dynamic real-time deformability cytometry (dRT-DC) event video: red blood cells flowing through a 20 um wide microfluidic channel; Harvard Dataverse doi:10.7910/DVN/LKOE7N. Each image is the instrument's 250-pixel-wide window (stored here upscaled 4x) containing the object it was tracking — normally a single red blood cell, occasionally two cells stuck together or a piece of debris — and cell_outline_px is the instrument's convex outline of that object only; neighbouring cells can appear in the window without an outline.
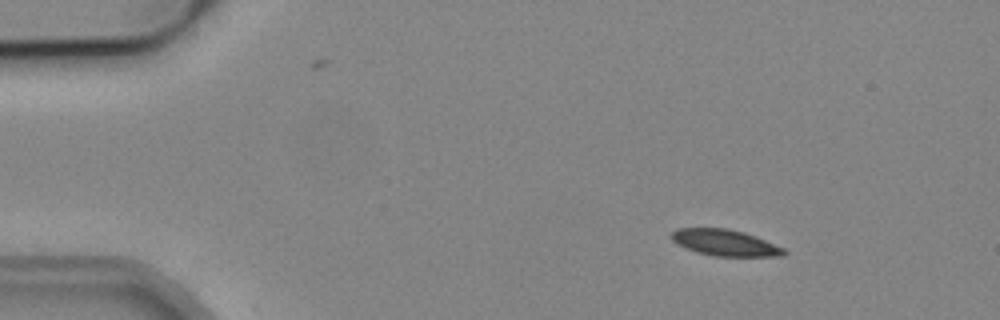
{"species": "common noctule bat (a hibernating species)", "species_latin": "Nyctalus noctula", "temperature_condition": "cold", "stored_images_in_passage": 48, "camera_frame_rate_fps": 3000, "um_per_image_px": 0.085, "animal": {"sex": "male", "body_mass_g": 19.2, "forearm_length_mm": 51.8}, "frame": {"image": 1, "passage_image": 2, "time_ms": 0.333, "image_size_px": [1000, 320], "cell_outline_px": [[788, 252], [784, 256], [716, 256], [696, 252], [672, 240], [668, 236], [676, 228], [728, 228], [744, 232], [756, 236], [784, 248]], "centroid_in_image_um": [61.64, 20.62], "position_along_channel_um": 23.4, "area_um2": 17.22}}
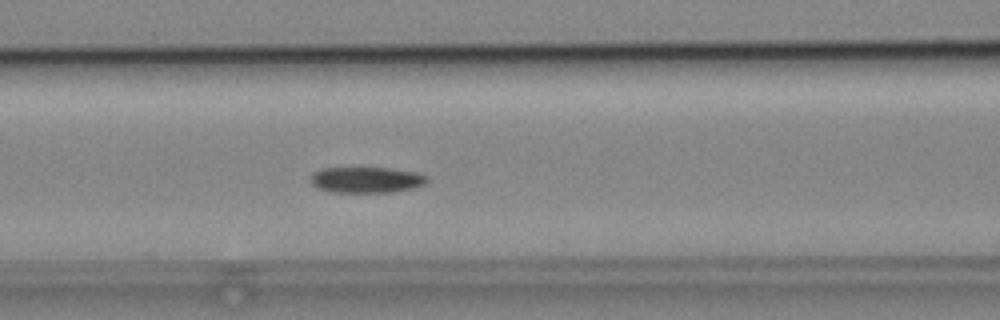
{"frame": {"image": 2, "passage_image": 17, "time_ms": 5.333, "image_size_px": [1000, 320], "cell_outline_px": [[428, 180], [424, 184], [412, 188], [392, 192], [328, 192], [316, 188], [308, 180], [312, 172], [320, 168], [392, 168], [420, 172], [428, 176]], "centroid_in_image_um": [31.11, 15.28], "position_along_channel_um": 135.5, "area_um2": 17.98}}
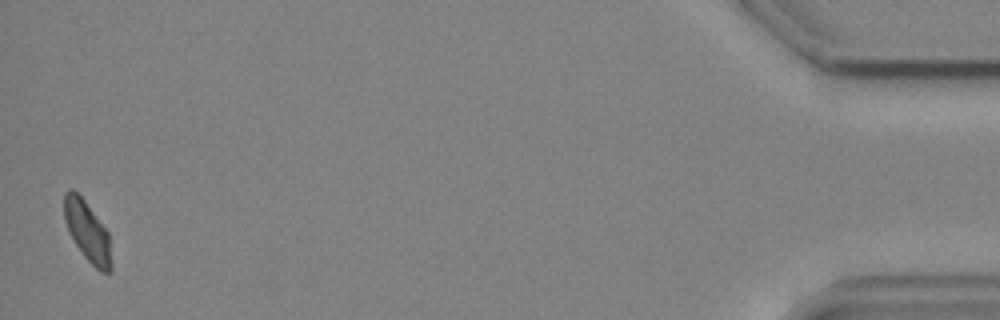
{"frame": {"image": 3, "passage_image": 47, "time_ms": 15.333, "image_size_px": [1000, 320], "cell_outline_px": [[112, 268], [108, 272], [100, 272], [84, 256], [68, 232], [64, 220], [64, 192], [68, 188], [72, 188], [84, 200], [108, 232], [112, 264]], "centroid_in_image_um": [7.41, 19.66], "position_along_channel_um": 427.8, "area_um2": 16.42}}